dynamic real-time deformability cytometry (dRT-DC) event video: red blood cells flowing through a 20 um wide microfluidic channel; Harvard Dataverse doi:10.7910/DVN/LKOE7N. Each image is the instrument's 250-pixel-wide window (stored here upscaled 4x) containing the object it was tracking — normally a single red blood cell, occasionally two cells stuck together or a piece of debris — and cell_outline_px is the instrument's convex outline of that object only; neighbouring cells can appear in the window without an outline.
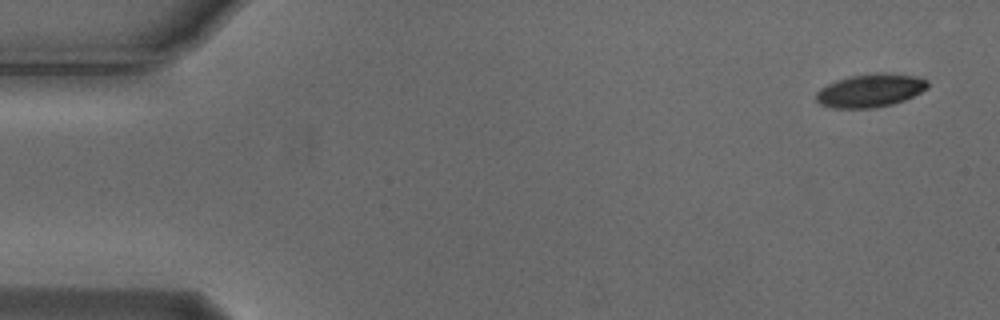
{"species": "Egyptian fruit bat (a non-hibernating species)", "species_latin": "Rousettus aegyptiacus", "temperature_condition": "cold", "stored_images_in_passage": 5, "camera_frame_rate_fps": 3000, "um_per_image_px": 0.085, "animal": {"sex": "male"}, "frame": {"image": 1, "passage_image": 1, "time_ms": 0.0, "image_size_px": [1000, 320], "cell_outline_px": [[928, 88], [904, 100], [892, 104], [872, 108], [832, 108], [820, 104], [816, 100], [816, 92], [820, 88], [836, 80], [848, 76], [876, 72], [888, 72], [916, 76], [928, 80]], "centroid_in_image_um": [73.97, 7.67], "position_along_channel_um": 11.0, "area_um2": 21.79}}
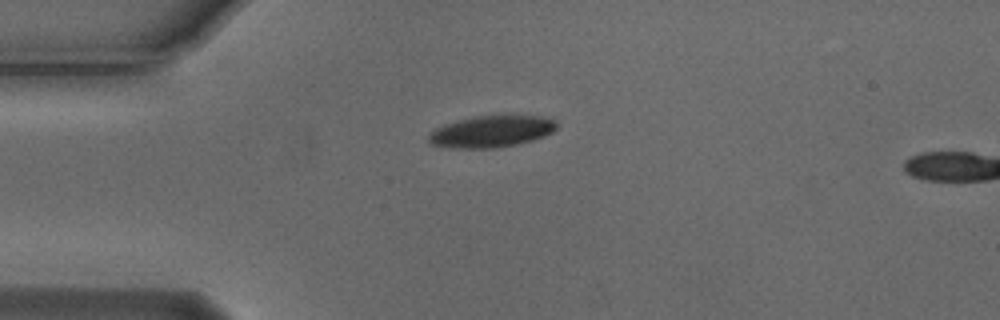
{"frame": {"image": 2, "passage_image": 4, "time_ms": 1.0, "image_size_px": [1000, 320], "cell_outline_px": [[556, 128], [552, 132], [544, 136], [532, 140], [516, 144], [492, 148], [452, 148], [432, 144], [428, 140], [428, 136], [436, 128], [460, 120], [476, 116], [540, 116], [556, 120]], "centroid_in_image_um": [41.79, 11.18], "position_along_channel_um": 43.2, "area_um2": 23.12}}